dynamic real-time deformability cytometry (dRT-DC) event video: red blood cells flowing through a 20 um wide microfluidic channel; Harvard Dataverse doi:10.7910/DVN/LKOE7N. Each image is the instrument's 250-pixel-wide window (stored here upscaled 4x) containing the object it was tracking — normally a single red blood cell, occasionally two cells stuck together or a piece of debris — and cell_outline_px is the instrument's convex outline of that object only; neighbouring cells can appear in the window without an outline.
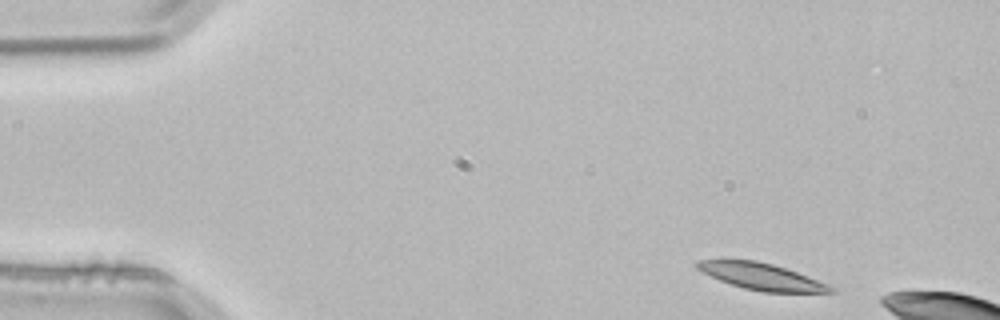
{"species": "common noctule bat (a hibernating species)", "species_latin": "Nyctalus noctula", "temperature_condition": "room temperature", "stored_images_in_passage": 3, "camera_frame_rate_fps": 3000, "um_per_image_px": 0.085, "animal": {"sex": "male", "body_mass_g": 21.5, "forearm_length_mm": 52.0}, "frame": {"image": 1, "passage_image": 3, "time_ms": 0.667, "image_size_px": [1000, 320], "cell_outline_px": [[840, 292], [764, 292], [744, 288], [720, 280], [696, 268], [696, 260], [756, 260], [772, 264], [796, 272], [828, 284], [836, 288]], "centroid_in_image_um": [64.77, 23.51], "position_along_channel_um": 20.2, "area_um2": 20.35}}